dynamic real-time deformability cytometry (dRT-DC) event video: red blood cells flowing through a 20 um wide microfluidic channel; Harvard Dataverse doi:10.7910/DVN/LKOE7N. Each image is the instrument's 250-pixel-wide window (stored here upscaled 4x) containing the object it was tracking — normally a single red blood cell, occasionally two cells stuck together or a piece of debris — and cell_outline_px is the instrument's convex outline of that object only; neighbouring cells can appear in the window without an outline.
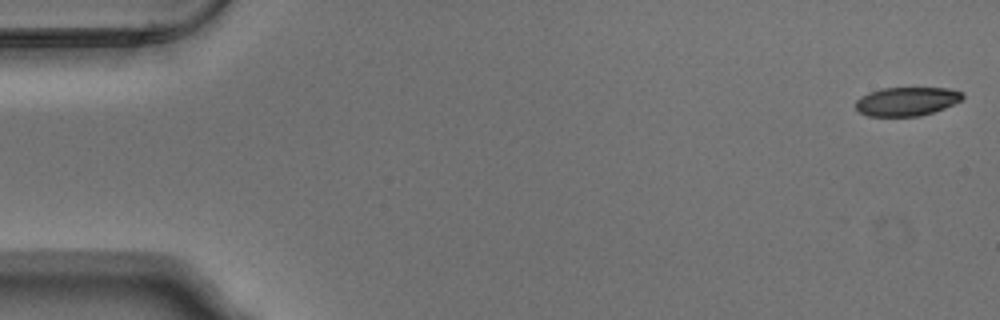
{"species": "Egyptian fruit bat (a non-hibernating species)", "species_latin": "Rousettus aegyptiacus", "temperature_condition": "warm", "stored_images_in_passage": 53, "camera_frame_rate_fps": 3000, "um_per_image_px": 0.085, "animal": {"sex": "male"}, "frame": {"image": 1, "passage_image": 1, "time_ms": 0.0, "image_size_px": [1000, 320], "cell_outline_px": [[964, 96], [960, 100], [944, 108], [920, 116], [868, 116], [860, 112], [856, 108], [856, 100], [860, 96], [868, 92], [880, 88], [948, 88], [964, 92]], "centroid_in_image_um": [77.05, 8.61], "position_along_channel_um": 8.0, "area_um2": 17.92}}
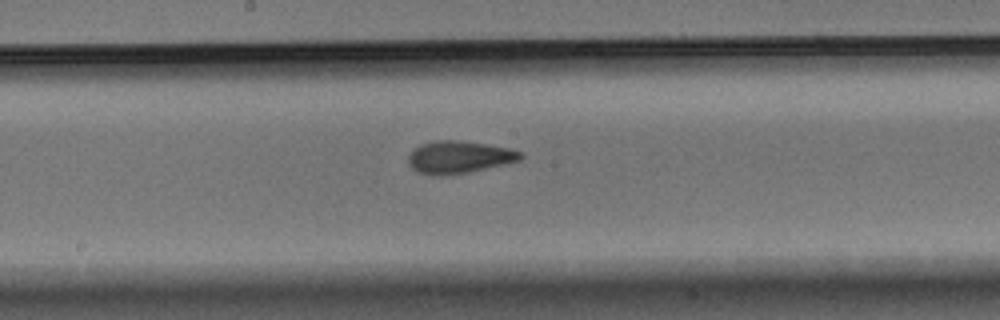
{"frame": {"image": 2, "passage_image": 28, "time_ms": 9.0, "image_size_px": [1000, 320], "cell_outline_px": [[524, 156], [520, 160], [504, 164], [468, 172], [440, 176], [432, 176], [420, 172], [412, 168], [408, 164], [408, 156], [420, 144], [436, 140], [456, 140], [484, 144], [508, 148], [520, 152]], "centroid_in_image_um": [38.99, 13.36], "position_along_channel_um": 209.2, "area_um2": 20.92}}
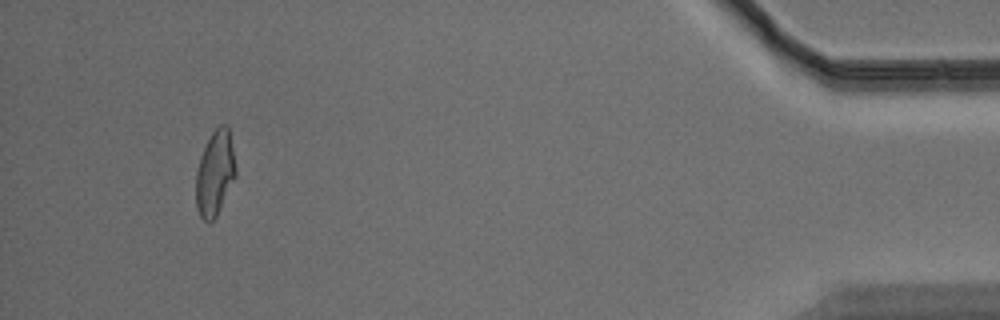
{"frame": {"image": 3, "passage_image": 50, "time_ms": 16.333, "image_size_px": [1000, 320], "cell_outline_px": [[236, 176], [216, 216], [208, 224], [200, 216], [196, 208], [196, 172], [200, 156], [212, 132], [220, 124], [228, 124], [236, 168]], "centroid_in_image_um": [18.27, 14.72], "position_along_channel_um": 416.9, "area_um2": 19.65}, "authors_computed_cell_mechanics": {"area_um2": 20.1144, "velocity_mm_per_s": 3.7855, "shape_relaxation_time_tau1_ms": 8.5807, "shape_relaxation_time_tau2_ms": 1.6089, "deformation_change_tau1": 0.2187, "deformation_change_tau2": 0.0814}}